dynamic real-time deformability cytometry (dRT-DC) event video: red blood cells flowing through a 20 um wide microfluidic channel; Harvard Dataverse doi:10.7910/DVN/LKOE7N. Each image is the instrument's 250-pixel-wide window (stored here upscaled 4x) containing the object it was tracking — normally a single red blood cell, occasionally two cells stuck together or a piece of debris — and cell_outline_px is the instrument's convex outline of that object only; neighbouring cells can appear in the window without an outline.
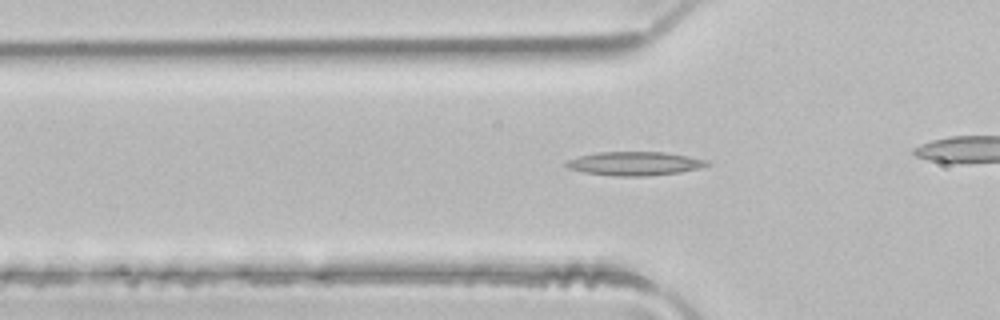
{"species": "common noctule bat (a hibernating species)", "species_latin": "Nyctalus noctula", "temperature_condition": "room temperature", "stored_images_in_passage": 34, "camera_frame_rate_fps": 3000, "um_per_image_px": 0.085, "animal": {"sex": "male", "body_mass_g": 21.5, "forearm_length_mm": 52.0}, "frame": {"image": 1, "passage_image": 11, "time_ms": 3.333, "image_size_px": [1000, 320], "cell_outline_px": [[712, 164], [700, 168], [680, 172], [648, 176], [616, 176], [584, 172], [568, 168], [564, 164], [568, 160], [580, 156], [596, 152], [664, 152], [688, 156], [708, 160]], "centroid_in_image_um": [53.98, 13.9], "position_along_channel_um": 71.8, "area_um2": 19.48}}
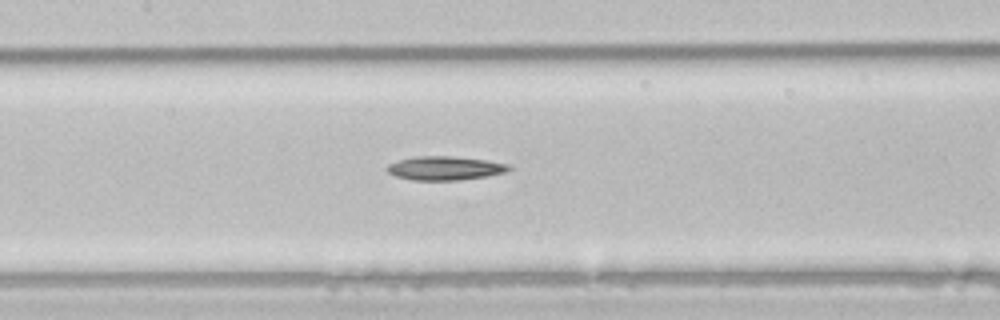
{"frame": {"image": 2, "passage_image": 18, "time_ms": 5.667, "image_size_px": [1000, 320], "cell_outline_px": [[512, 168], [504, 172], [488, 176], [456, 180], [412, 180], [396, 176], [388, 172], [384, 168], [388, 164], [396, 160], [416, 156], [452, 156], [488, 160], [512, 164]], "centroid_in_image_um": [37.81, 14.28], "position_along_channel_um": 169.6, "area_um2": 17.11}}
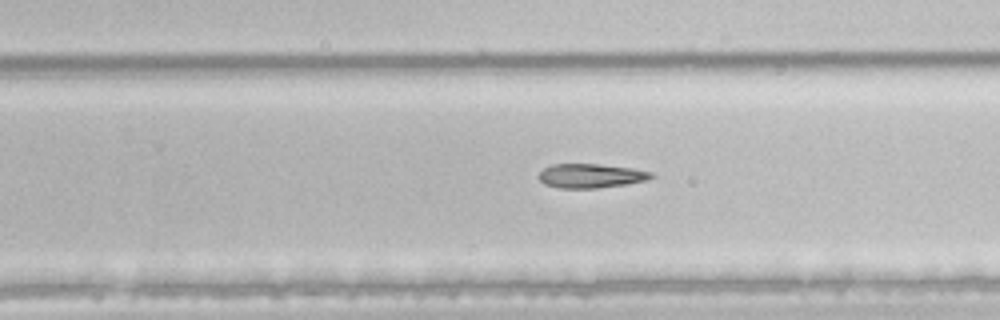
{"frame": {"image": 3, "passage_image": 26, "time_ms": 8.333, "image_size_px": [1000, 320], "cell_outline_px": [[656, 176], [644, 180], [628, 184], [596, 188], [560, 188], [544, 184], [536, 176], [544, 168], [552, 164], [600, 164], [632, 168], [652, 172]], "centroid_in_image_um": [50.2, 14.94], "position_along_channel_um": 279.6, "area_um2": 15.9}}